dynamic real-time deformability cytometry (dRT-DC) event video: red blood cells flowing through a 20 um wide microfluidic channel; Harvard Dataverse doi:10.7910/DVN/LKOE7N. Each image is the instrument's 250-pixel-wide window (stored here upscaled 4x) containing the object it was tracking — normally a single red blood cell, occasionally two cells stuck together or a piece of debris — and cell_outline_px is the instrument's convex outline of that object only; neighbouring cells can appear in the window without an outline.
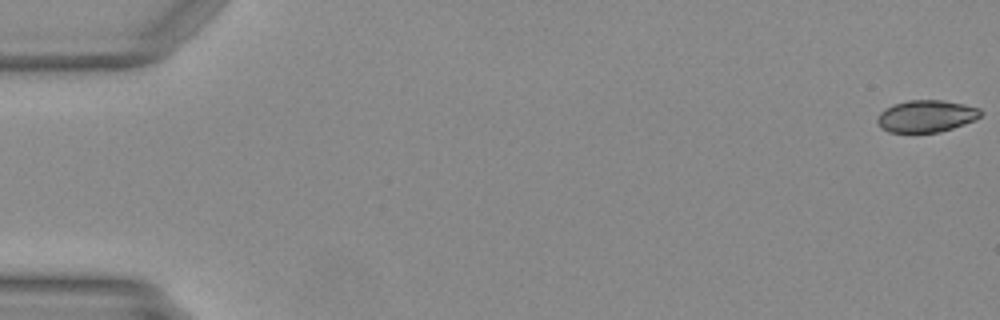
{"species": "Egyptian fruit bat (a non-hibernating species)", "species_latin": "Rousettus aegyptiacus", "temperature_condition": "warm", "stored_images_in_passage": 50, "camera_frame_rate_fps": 3000, "um_per_image_px": 0.085, "animal": {"sex": "female"}, "frame": {"image": 1, "passage_image": 1, "time_ms": 0.0, "image_size_px": [1000, 320], "cell_outline_px": [[984, 112], [980, 116], [964, 124], [940, 132], [888, 132], [880, 128], [876, 120], [880, 112], [884, 108], [908, 100], [944, 100], [964, 104], [980, 108]], "centroid_in_image_um": [78.72, 9.87], "position_along_channel_um": 6.3, "area_um2": 19.31}}
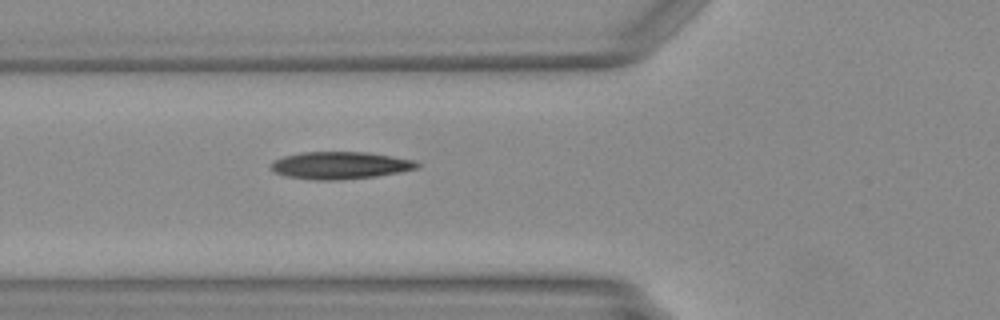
{"frame": {"image": 2, "passage_image": 19, "time_ms": 6.0, "image_size_px": [1000, 320], "cell_outline_px": [[420, 164], [416, 168], [400, 172], [376, 176], [332, 180], [320, 180], [284, 176], [276, 172], [272, 168], [272, 164], [276, 160], [284, 156], [300, 152], [368, 152], [392, 156], [412, 160]], "centroid_in_image_um": [28.92, 14.05], "position_along_channel_um": 96.9, "area_um2": 22.89}}
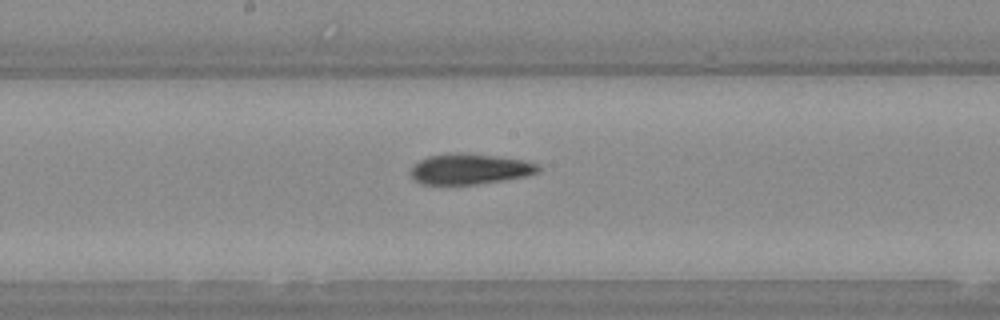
{"frame": {"image": 3, "passage_image": 27, "time_ms": 8.667, "image_size_px": [1000, 320], "cell_outline_px": [[540, 172], [524, 176], [476, 184], [420, 184], [412, 176], [412, 168], [420, 160], [428, 156], [452, 152], [460, 152], [524, 160], [536, 164], [540, 168]], "centroid_in_image_um": [39.91, 14.36], "position_along_channel_um": 208.3, "area_um2": 22.31}}